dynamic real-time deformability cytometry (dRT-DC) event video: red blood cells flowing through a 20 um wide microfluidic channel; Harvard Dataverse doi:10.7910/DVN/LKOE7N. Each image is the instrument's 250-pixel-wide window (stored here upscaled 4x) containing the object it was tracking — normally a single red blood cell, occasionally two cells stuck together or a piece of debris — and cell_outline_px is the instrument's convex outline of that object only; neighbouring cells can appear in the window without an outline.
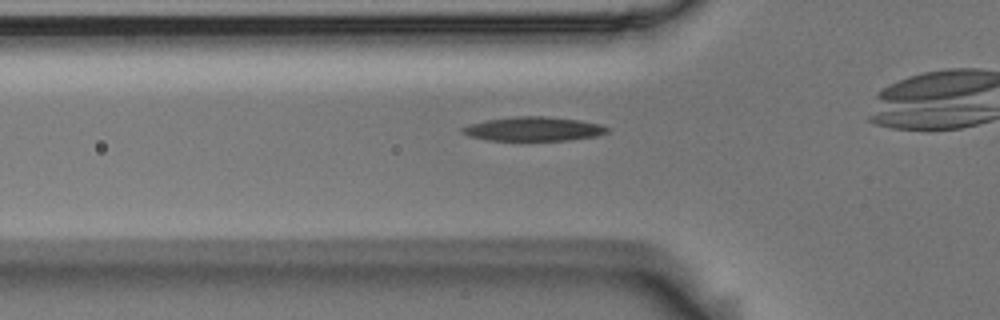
{"species": "Egyptian fruit bat (a non-hibernating species)", "species_latin": "Rousettus aegyptiacus", "temperature_condition": "room temperature", "stored_images_in_passage": 39, "camera_frame_rate_fps": 3000, "um_per_image_px": 0.085, "animal": {"sex": "male"}, "frame": {"image": 1, "passage_image": 14, "time_ms": 4.333, "image_size_px": [1000, 320], "cell_outline_px": [[608, 132], [596, 136], [572, 140], [488, 140], [468, 136], [460, 132], [460, 128], [468, 124], [488, 120], [516, 116], [544, 116], [580, 120], [600, 124], [608, 128]], "centroid_in_image_um": [45.32, 10.96], "position_along_channel_um": 80.5, "area_um2": 20.35}}
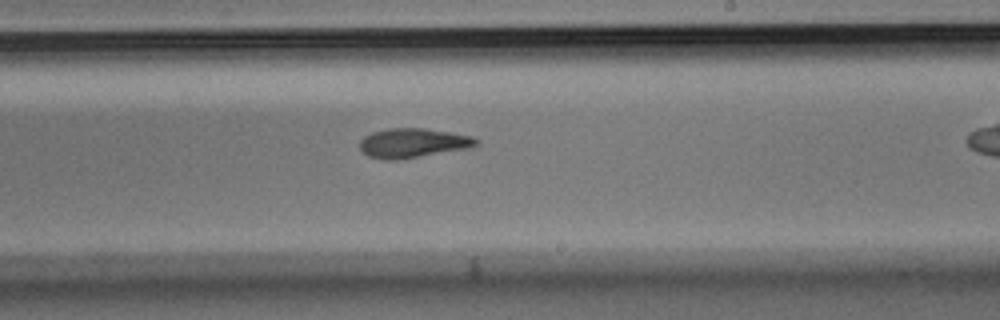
{"frame": {"image": 2, "passage_image": 28, "time_ms": 9.0, "image_size_px": [1000, 320], "cell_outline_px": [[480, 144], [468, 148], [396, 160], [384, 160], [368, 156], [360, 148], [360, 140], [364, 136], [372, 132], [388, 128], [424, 128], [472, 136], [480, 140]], "centroid_in_image_um": [35.1, 12.15], "position_along_channel_um": 253.9, "area_um2": 19.88}}
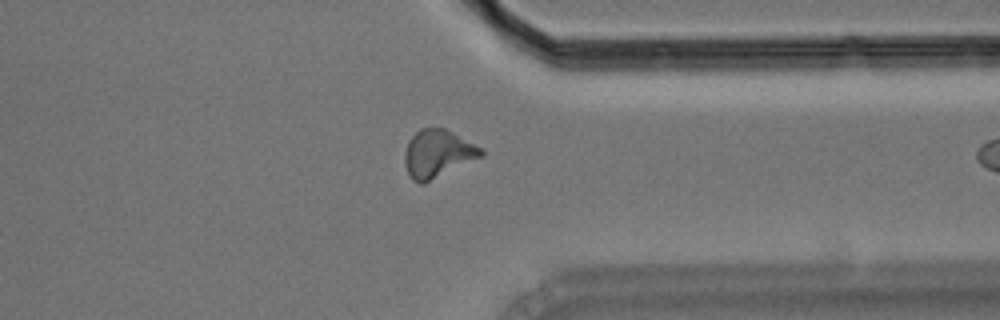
{"frame": {"image": 3, "passage_image": 38, "time_ms": 12.333, "image_size_px": [1000, 320], "cell_outline_px": [[484, 156], [424, 184], [420, 184], [412, 180], [408, 176], [404, 164], [404, 152], [408, 140], [420, 128], [444, 128], [484, 148]], "centroid_in_image_um": [37.2, 13.08], "position_along_channel_um": 374.2, "area_um2": 21.68}}